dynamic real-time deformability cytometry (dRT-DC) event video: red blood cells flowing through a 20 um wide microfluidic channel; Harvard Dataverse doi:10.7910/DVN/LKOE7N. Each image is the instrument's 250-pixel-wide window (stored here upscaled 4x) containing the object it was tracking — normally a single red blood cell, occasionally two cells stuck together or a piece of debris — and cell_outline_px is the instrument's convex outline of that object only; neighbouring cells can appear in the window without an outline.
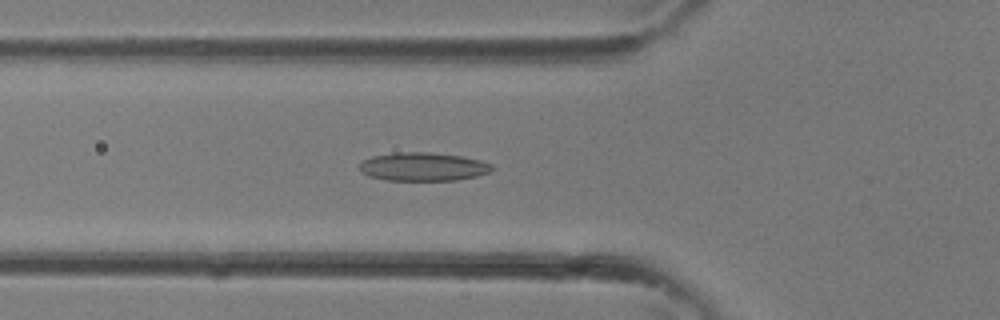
{"species": "common noctule bat (a hibernating species)", "species_latin": "Nyctalus noctula", "temperature_condition": "room temperature", "stored_images_in_passage": 34, "camera_frame_rate_fps": 3000, "um_per_image_px": 0.085, "animal": {"sex": "female"}, "frame": {"image": 1, "passage_image": 12, "time_ms": 3.667, "image_size_px": [1000, 320], "cell_outline_px": [[496, 168], [488, 172], [476, 176], [456, 180], [384, 180], [368, 176], [360, 172], [360, 164], [364, 160], [372, 156], [396, 152], [428, 152], [464, 156], [480, 160], [492, 164]], "centroid_in_image_um": [35.97, 14.16], "position_along_channel_um": 89.8, "area_um2": 22.08}}
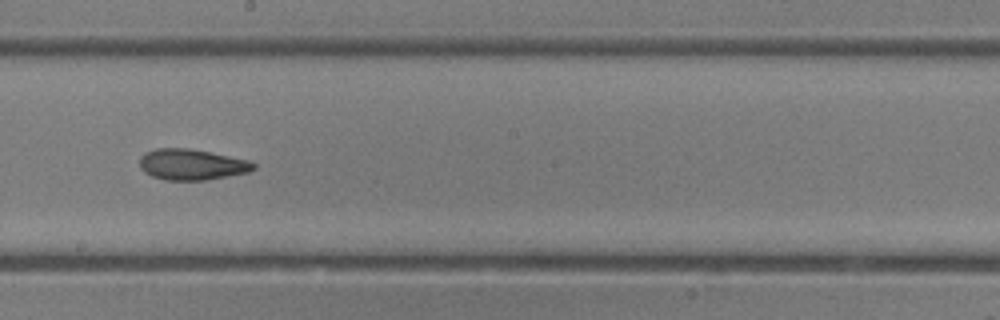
{"frame": {"image": 2, "passage_image": 19, "time_ms": 6.0, "image_size_px": [1000, 320], "cell_outline_px": [[256, 168], [248, 172], [204, 180], [164, 180], [152, 176], [144, 172], [140, 168], [140, 156], [144, 152], [156, 148], [188, 148], [212, 152], [248, 160], [256, 164]], "centroid_in_image_um": [16.27, 13.97], "position_along_channel_um": 231.9, "area_um2": 20.58}}
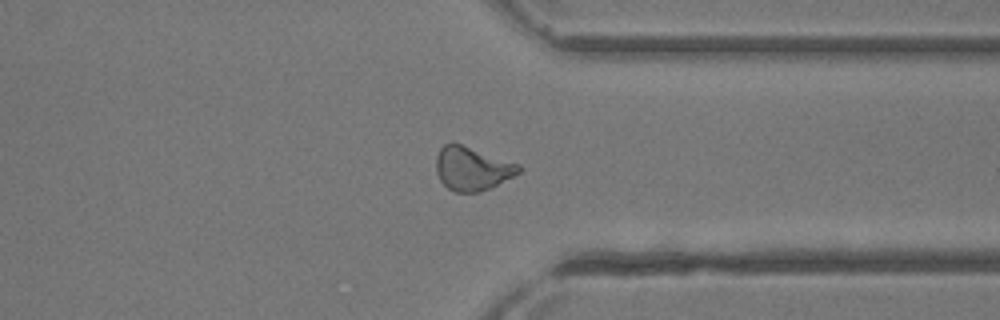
{"frame": {"image": 3, "passage_image": 26, "time_ms": 8.333, "image_size_px": [1000, 320], "cell_outline_px": [[520, 172], [492, 188], [480, 192], [456, 192], [448, 188], [440, 180], [436, 172], [436, 156], [440, 148], [444, 144], [452, 140], [520, 164]], "centroid_in_image_um": [40.11, 14.3], "position_along_channel_um": 371.3, "area_um2": 21.39}}